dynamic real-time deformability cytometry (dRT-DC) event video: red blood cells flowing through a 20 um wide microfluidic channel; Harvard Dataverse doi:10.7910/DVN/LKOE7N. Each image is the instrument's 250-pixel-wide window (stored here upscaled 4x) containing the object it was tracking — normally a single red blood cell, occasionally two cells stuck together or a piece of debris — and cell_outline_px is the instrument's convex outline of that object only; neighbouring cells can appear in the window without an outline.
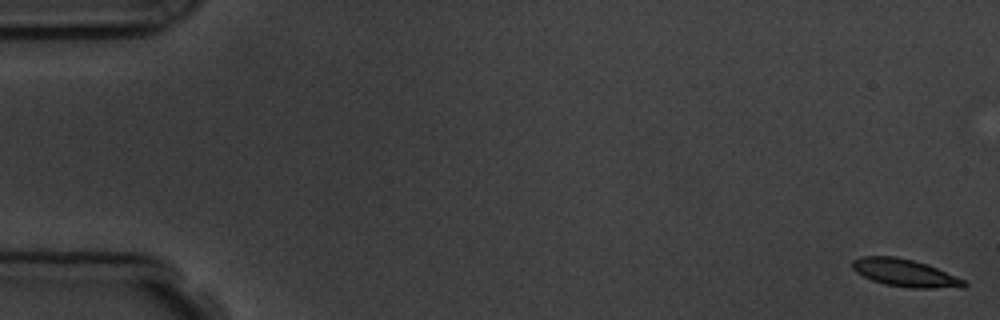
{"species": "common noctule bat (a hibernating species)", "species_latin": "Nyctalus noctula", "temperature_condition": "room temperature", "stored_images_in_passage": 5, "camera_frame_rate_fps": 3000, "um_per_image_px": 0.085, "animal": {"sex": "male", "body_mass_g": 19.5, "forearm_length_mm": 54.6}, "frame": {"image": 1, "passage_image": 1, "time_ms": 0.0, "image_size_px": [1000, 320], "cell_outline_px": [[968, 284], [964, 288], [912, 288], [884, 284], [872, 280], [856, 272], [852, 268], [852, 260], [860, 256], [896, 256], [928, 264], [964, 280]], "centroid_in_image_um": [76.92, 23.2], "position_along_channel_um": 8.1, "area_um2": 17.98}}
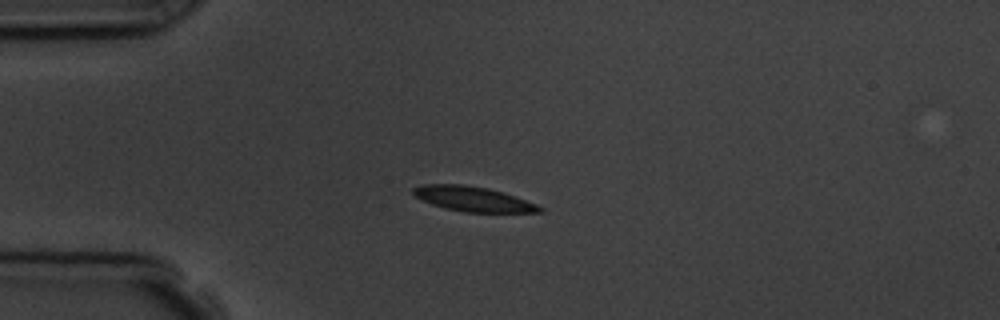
{"frame": {"image": 2, "passage_image": 4, "time_ms": 4.333, "image_size_px": [1000, 320], "cell_outline_px": [[544, 212], [464, 212], [444, 208], [432, 204], [416, 196], [412, 192], [412, 188], [424, 184], [464, 184], [488, 188], [504, 192], [516, 196], [536, 204], [544, 208]], "centroid_in_image_um": [40.24, 16.91], "position_along_channel_um": 44.8, "area_um2": 18.32}}